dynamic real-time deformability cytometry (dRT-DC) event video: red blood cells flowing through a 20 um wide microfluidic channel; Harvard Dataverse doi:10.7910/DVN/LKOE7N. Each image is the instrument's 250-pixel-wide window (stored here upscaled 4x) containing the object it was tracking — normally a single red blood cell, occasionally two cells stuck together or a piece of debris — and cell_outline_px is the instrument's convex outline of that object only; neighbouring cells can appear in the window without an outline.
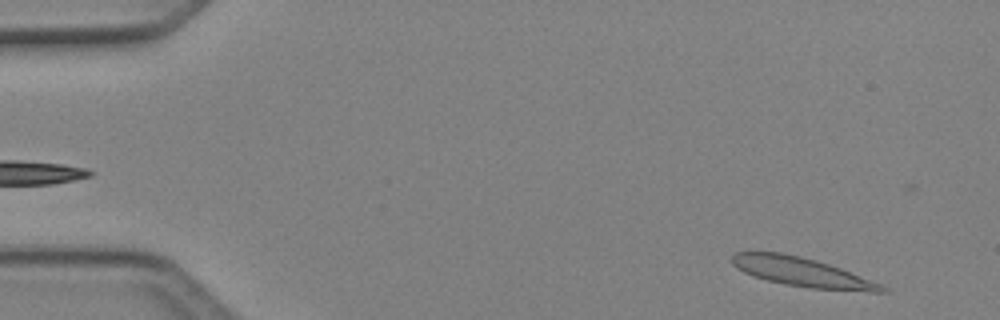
{"species": "Egyptian fruit bat (a non-hibernating species)", "species_latin": "Rousettus aegyptiacus", "temperature_condition": "cold", "stored_images_in_passage": 47, "camera_frame_rate_fps": 3000, "um_per_image_px": 0.085, "animal": {"sex": "female"}, "frame": {"image": 1, "passage_image": 1, "time_ms": 0.0, "image_size_px": [1000, 320], "cell_outline_px": [[888, 292], [872, 292], [808, 288], [784, 284], [768, 280], [744, 272], [736, 268], [732, 264], [732, 256], [736, 252], [780, 252], [800, 256], [816, 260], [840, 268], [880, 284], [888, 288]], "centroid_in_image_um": [68.17, 23.13], "position_along_channel_um": 16.8, "area_um2": 25.14}}
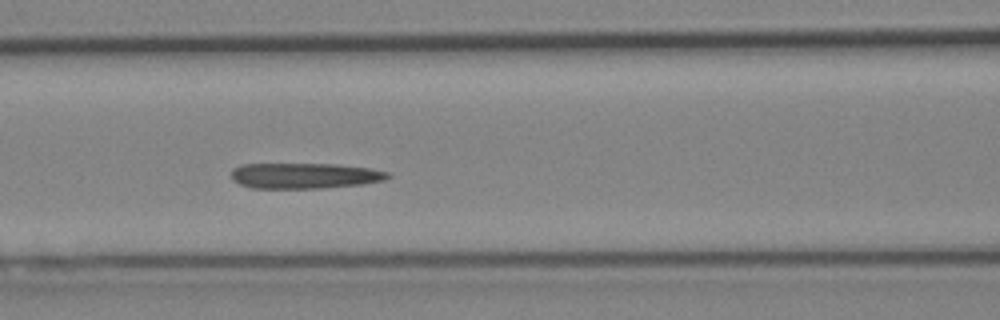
{"frame": {"image": 2, "passage_image": 18, "time_ms": 5.667, "image_size_px": [1000, 320], "cell_outline_px": [[392, 176], [384, 180], [360, 184], [320, 188], [252, 188], [240, 184], [232, 180], [232, 168], [240, 164], [336, 164], [372, 168], [388, 172]], "centroid_in_image_um": [25.88, 14.93], "position_along_channel_um": 140.7, "area_um2": 23.41}}
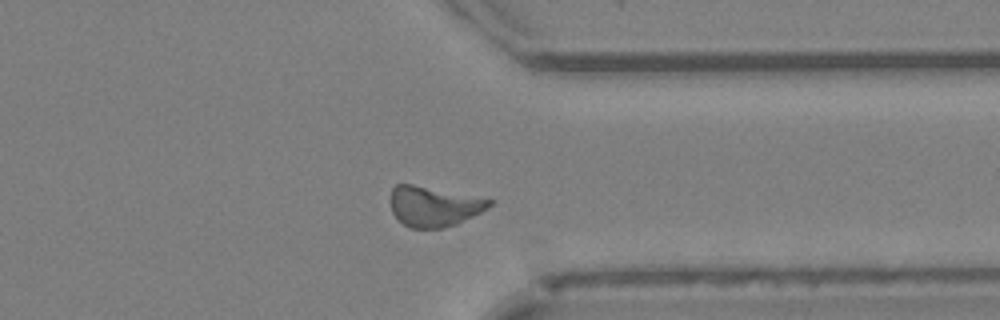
{"frame": {"image": 3, "passage_image": 35, "time_ms": 11.333, "image_size_px": [1000, 320], "cell_outline_px": [[492, 204], [488, 208], [456, 224], [440, 228], [412, 228], [404, 224], [392, 212], [392, 188], [396, 184], [412, 184], [492, 200]], "centroid_in_image_um": [36.86, 17.54], "position_along_channel_um": 374.5, "area_um2": 22.48}, "authors_computed_cell_mechanics": {"area_um2": 23.5246, "velocity_mm_per_s": 4.1632, "shape_relaxation_time_tau1_ms": null, "shape_relaxation_time_tau2_ms": 2.5338, "deformation_change_tau1": null, "deformation_change_tau2": 0.0829}}